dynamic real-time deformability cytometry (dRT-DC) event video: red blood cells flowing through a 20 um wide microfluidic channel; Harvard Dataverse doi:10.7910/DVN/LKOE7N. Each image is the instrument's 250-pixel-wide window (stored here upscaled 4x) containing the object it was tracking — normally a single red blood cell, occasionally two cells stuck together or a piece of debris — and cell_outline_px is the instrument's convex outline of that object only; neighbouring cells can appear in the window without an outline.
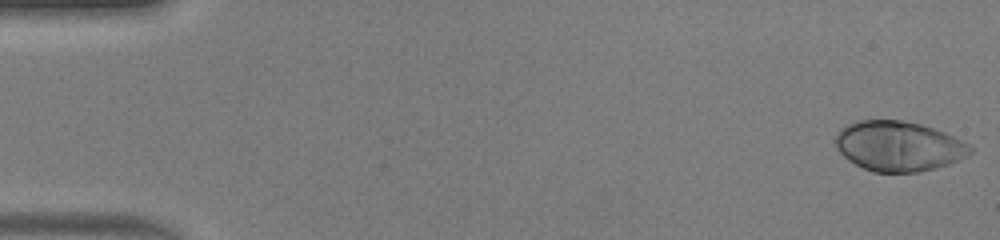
{"species": "human", "species_latin": "Homo sapiens", "temperature_condition": "warm", "stored_images_in_passage": 49, "camera_frame_rate_fps": 3000, "um_per_image_px": 0.085, "donor": {"sex": "male"}, "frame": {"image": 1, "passage_image": 1, "time_ms": 0.0, "image_size_px": [1000, 240], "cell_outline_px": [[972, 152], [968, 156], [948, 164], [936, 168], [920, 172], [872, 172], [848, 160], [836, 148], [836, 136], [840, 128], [856, 120], [900, 120], [920, 124], [944, 132], [968, 144], [972, 148]], "centroid_in_image_um": [76.36, 12.43], "position_along_channel_um": 8.6, "area_um2": 39.13}}
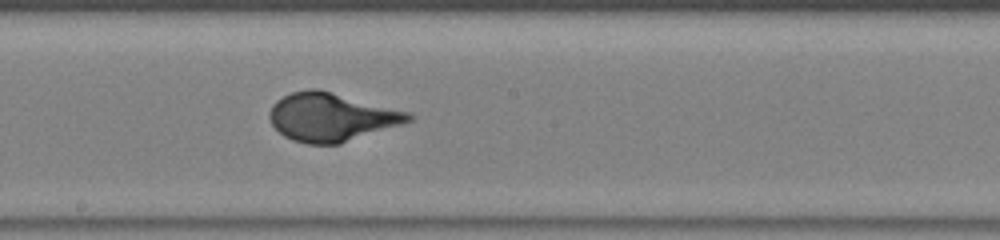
{"frame": {"image": 2, "passage_image": 27, "time_ms": 8.667, "image_size_px": [1000, 240], "cell_outline_px": [[416, 116], [412, 120], [340, 144], [308, 144], [292, 140], [284, 136], [272, 124], [268, 116], [268, 112], [272, 104], [276, 100], [292, 92], [308, 88], [316, 88], [412, 112]], "centroid_in_image_um": [28.16, 9.94], "position_along_channel_um": 220.0, "area_um2": 39.19}}
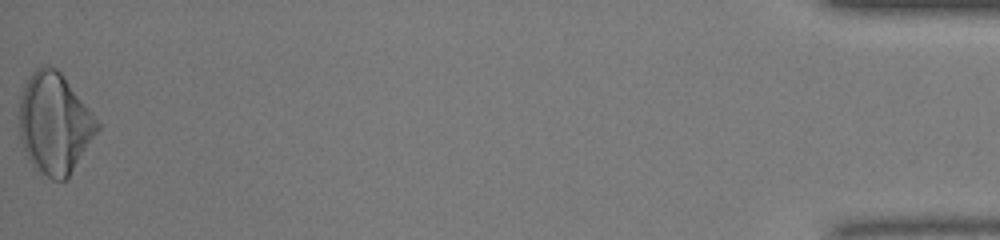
{"frame": {"image": 3, "passage_image": 49, "time_ms": 16.0, "image_size_px": [1000, 240], "cell_outline_px": [[100, 128], [68, 176], [64, 180], [52, 180], [36, 172], [28, 160], [20, 140], [20, 96], [24, 84], [32, 72], [40, 64], [44, 64], [56, 68], [64, 76], [92, 112], [100, 124]], "centroid_in_image_um": [4.6, 10.49], "position_along_channel_um": 430.6, "area_um2": 45.89}}